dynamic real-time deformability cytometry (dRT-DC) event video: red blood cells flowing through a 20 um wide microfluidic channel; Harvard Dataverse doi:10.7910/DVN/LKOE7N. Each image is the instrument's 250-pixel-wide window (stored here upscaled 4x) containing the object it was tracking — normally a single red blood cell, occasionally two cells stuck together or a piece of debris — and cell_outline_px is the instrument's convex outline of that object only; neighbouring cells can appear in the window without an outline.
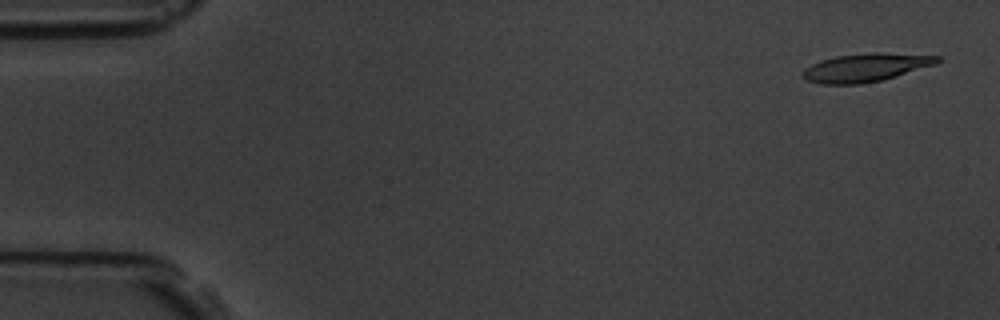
{"species": "common noctule bat (a hibernating species)", "species_latin": "Nyctalus noctula", "temperature_condition": "room temperature", "stored_images_in_passage": 6, "camera_frame_rate_fps": 3000, "um_per_image_px": 0.085, "animal": {"sex": "male", "body_mass_g": 19.5, "forearm_length_mm": 54.6}, "frame": {"image": 1, "passage_image": 6, "time_ms": 6.667, "image_size_px": [1000, 320], "cell_outline_px": [[940, 60], [936, 64], [896, 76], [880, 80], [860, 84], [820, 84], [808, 80], [800, 76], [804, 68], [820, 60], [836, 56], [876, 52], [884, 52], [940, 56]], "centroid_in_image_um": [73.56, 5.73], "position_along_channel_um": 11.4, "area_um2": 22.14}}